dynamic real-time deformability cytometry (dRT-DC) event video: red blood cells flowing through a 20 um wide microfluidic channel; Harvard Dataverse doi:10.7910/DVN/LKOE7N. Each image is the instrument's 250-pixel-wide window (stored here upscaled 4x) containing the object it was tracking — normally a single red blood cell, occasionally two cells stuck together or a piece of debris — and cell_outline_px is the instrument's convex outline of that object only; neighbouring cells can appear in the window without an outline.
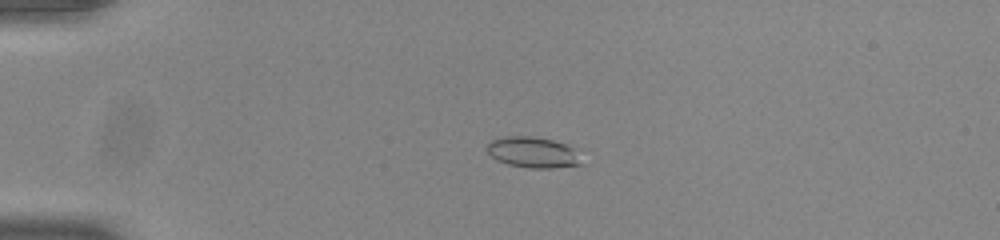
{"species": "common noctule bat (a hibernating species)", "species_latin": "Nyctalus noctula", "temperature_condition": "room temperature", "stored_images_in_passage": 44, "camera_frame_rate_fps": 3000, "um_per_image_px": 0.085, "animal": {"sex": "male", "body_mass_g": 20.0, "forearm_length_mm": 53.3}, "frame": {"image": 1, "passage_image": 4, "time_ms": 1.0, "image_size_px": [1000, 240], "cell_outline_px": [[584, 164], [552, 168], [528, 168], [508, 164], [496, 160], [488, 152], [488, 144], [492, 140], [504, 136], [532, 136], [552, 140], [564, 144], [572, 148]], "centroid_in_image_um": [45.28, 12.96], "position_along_channel_um": 39.7, "area_um2": 16.76}}
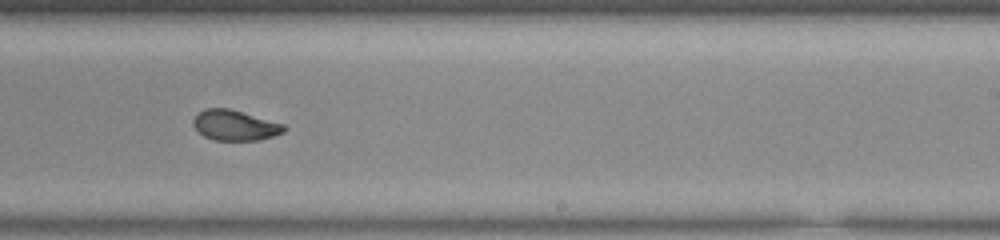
{"frame": {"image": 2, "passage_image": 25, "time_ms": 8.0, "image_size_px": [1000, 240], "cell_outline_px": [[288, 128], [284, 132], [260, 140], [212, 140], [204, 136], [192, 124], [192, 120], [196, 112], [204, 108], [228, 108], [284, 124]], "centroid_in_image_um": [19.94, 10.64], "position_along_channel_um": 269.1, "area_um2": 16.13}}
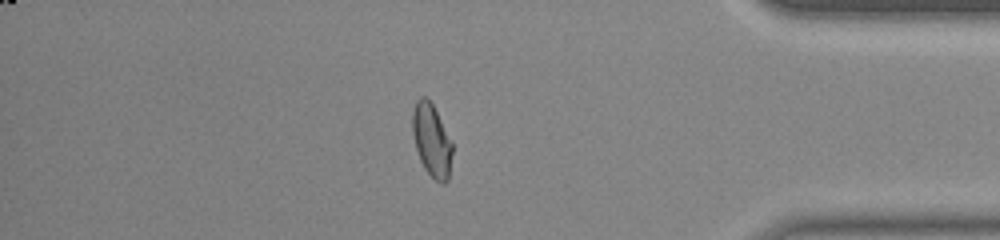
{"frame": {"image": 3, "passage_image": 37, "time_ms": 12.0, "image_size_px": [1000, 240], "cell_outline_px": [[452, 152], [448, 180], [444, 184], [440, 184], [424, 168], [420, 160], [416, 148], [412, 132], [412, 112], [416, 100], [420, 96], [424, 96], [432, 104], [452, 140]], "centroid_in_image_um": [36.69, 11.92], "position_along_channel_um": 398.5, "area_um2": 16.88}, "authors_computed_cell_mechanics": {"area_um2": 16.5886, "velocity_mm_per_s": 3.9032, "shape_relaxation_time_tau1_ms": 6.1502, "shape_relaxation_time_tau2_ms": 0.9294, "deformation_change_tau1": 0.1879, "deformation_change_tau2": 0.057}}